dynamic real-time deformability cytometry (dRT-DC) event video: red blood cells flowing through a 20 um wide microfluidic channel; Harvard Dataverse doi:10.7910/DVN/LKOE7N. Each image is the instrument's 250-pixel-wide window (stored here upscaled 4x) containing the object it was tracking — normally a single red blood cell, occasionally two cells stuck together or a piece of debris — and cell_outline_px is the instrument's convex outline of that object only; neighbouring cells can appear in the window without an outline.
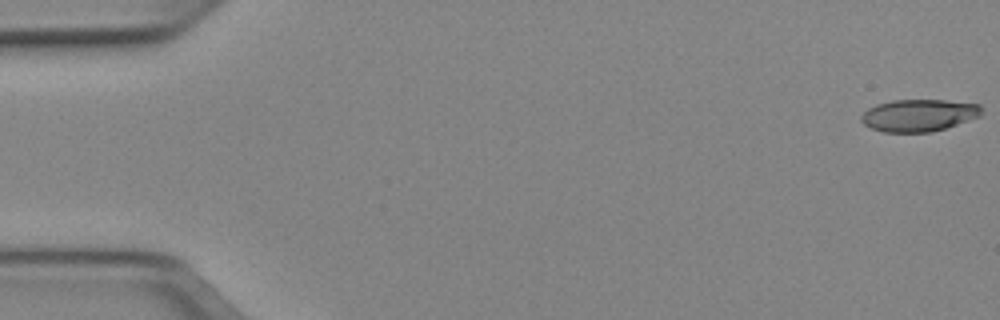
{"species": "Egyptian fruit bat (a non-hibernating species)", "species_latin": "Rousettus aegyptiacus", "temperature_condition": "cold", "stored_images_in_passage": 5, "camera_frame_rate_fps": 3000, "um_per_image_px": 0.085, "animal": {"sex": "female"}, "frame": {"image": 1, "passage_image": 1, "time_ms": 0.0, "image_size_px": [1000, 320], "cell_outline_px": [[980, 116], [932, 132], [884, 132], [872, 128], [864, 124], [860, 120], [860, 116], [868, 108], [876, 104], [892, 100], [944, 100], [980, 104]], "centroid_in_image_um": [78.05, 9.79], "position_along_channel_um": 7.0, "area_um2": 22.37}}
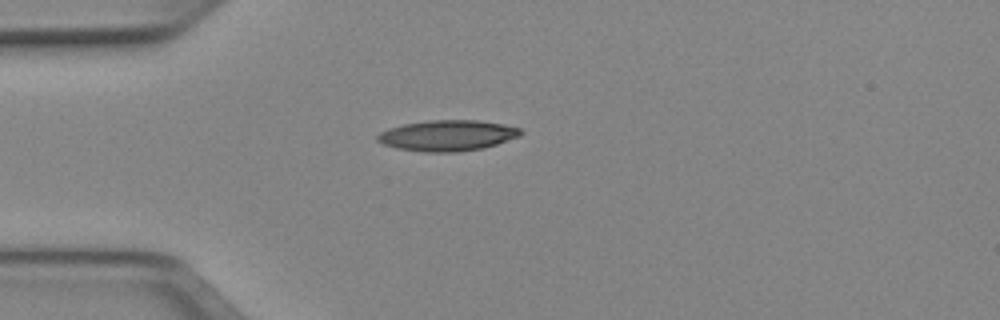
{"frame": {"image": 2, "passage_image": 4, "time_ms": 1.0, "image_size_px": [1000, 320], "cell_outline_px": [[524, 132], [520, 136], [496, 144], [480, 148], [456, 152], [424, 152], [396, 148], [384, 144], [376, 140], [376, 136], [380, 132], [388, 128], [404, 124], [428, 120], [480, 120], [504, 124], [520, 128]], "centroid_in_image_um": [38.03, 11.51], "position_along_channel_um": 47.0, "area_um2": 25.72}}